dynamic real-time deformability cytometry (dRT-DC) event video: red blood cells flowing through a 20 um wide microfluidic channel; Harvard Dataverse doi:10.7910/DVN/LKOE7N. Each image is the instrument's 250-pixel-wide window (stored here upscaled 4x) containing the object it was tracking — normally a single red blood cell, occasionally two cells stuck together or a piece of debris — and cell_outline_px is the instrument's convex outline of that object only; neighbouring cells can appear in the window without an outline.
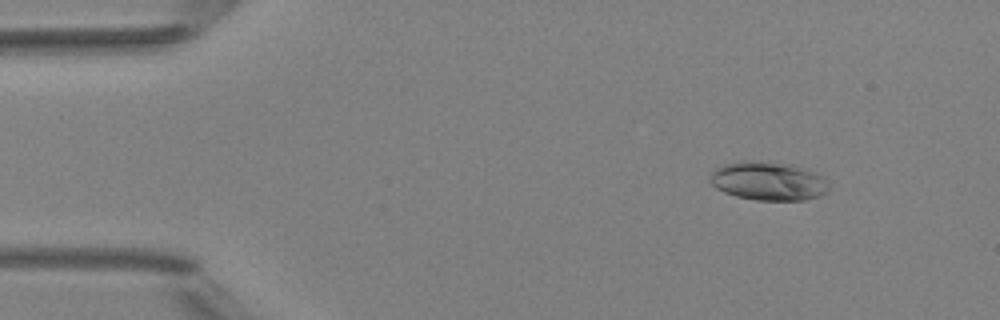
{"species": "Egyptian fruit bat (a non-hibernating species)", "species_latin": "Rousettus aegyptiacus", "temperature_condition": "room temperature", "stored_images_in_passage": 6, "camera_frame_rate_fps": 3000, "um_per_image_px": 0.085, "animal": {"sex": "female"}, "frame": {"image": 1, "passage_image": 2, "time_ms": 1.0, "image_size_px": [1000, 320], "cell_outline_px": [[832, 188], [828, 192], [820, 196], [804, 200], [756, 200], [736, 196], [724, 192], [716, 188], [708, 180], [712, 172], [716, 168], [724, 164], [740, 160], [752, 160], [792, 164], [824, 176]], "centroid_in_image_um": [65.33, 15.38], "position_along_channel_um": 19.7, "area_um2": 27.17}}
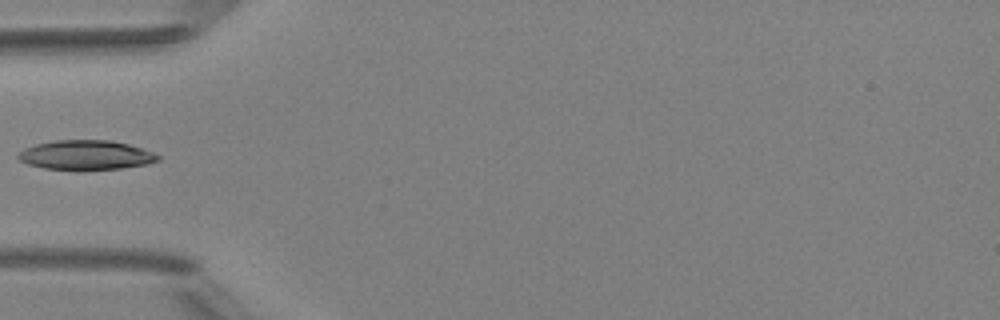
{"frame": {"image": 2, "passage_image": 5, "time_ms": 4.667, "image_size_px": [1000, 320], "cell_outline_px": [[160, 160], [148, 164], [120, 168], [76, 172], [44, 168], [28, 164], [20, 160], [16, 156], [24, 148], [36, 144], [56, 140], [108, 140], [128, 144], [152, 152], [160, 156]], "centroid_in_image_um": [7.28, 13.21], "position_along_channel_um": 77.7, "area_um2": 24.45}}
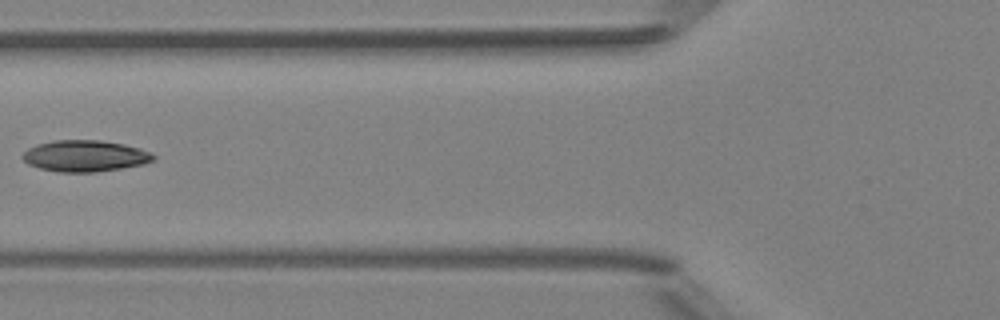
{"frame": {"image": 3, "passage_image": 6, "time_ms": 5.667, "image_size_px": [1000, 320], "cell_outline_px": [[156, 160], [144, 164], [96, 172], [56, 172], [40, 168], [28, 164], [20, 156], [28, 148], [36, 144], [52, 140], [100, 140], [124, 144], [140, 148], [152, 152], [156, 156]], "centroid_in_image_um": [7.23, 13.25], "position_along_channel_um": 118.6, "area_um2": 24.16}}